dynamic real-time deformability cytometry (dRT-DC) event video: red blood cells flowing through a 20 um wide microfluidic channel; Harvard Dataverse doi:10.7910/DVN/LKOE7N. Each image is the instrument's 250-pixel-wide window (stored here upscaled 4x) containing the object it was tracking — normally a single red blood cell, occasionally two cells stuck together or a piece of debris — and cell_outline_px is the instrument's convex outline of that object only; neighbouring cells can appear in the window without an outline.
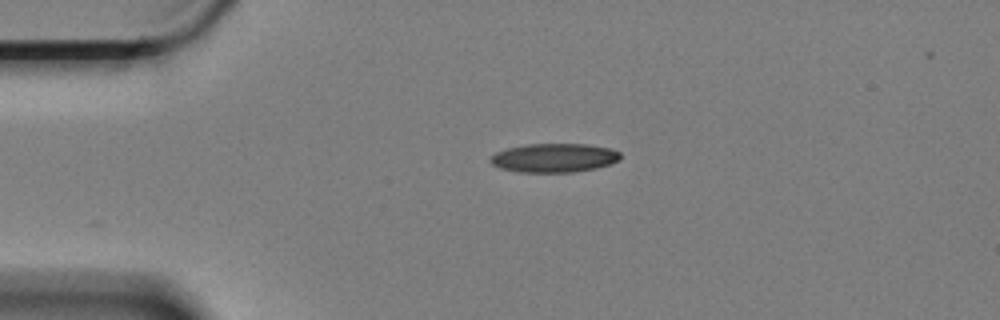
{"species": "Egyptian fruit bat (a non-hibernating species)", "species_latin": "Rousettus aegyptiacus", "temperature_condition": "cold", "stored_images_in_passage": 34, "camera_frame_rate_fps": 3000, "um_per_image_px": 0.085, "animal": {"sex": "female"}, "frame": {"image": 1, "passage_image": 1, "time_ms": 0.0, "image_size_px": [1000, 320], "cell_outline_px": [[620, 160], [596, 168], [572, 172], [520, 172], [500, 168], [492, 164], [488, 160], [496, 152], [508, 148], [528, 144], [588, 144], [608, 148], [620, 152]], "centroid_in_image_um": [47.09, 13.42], "position_along_channel_um": 37.9, "area_um2": 21.73}}
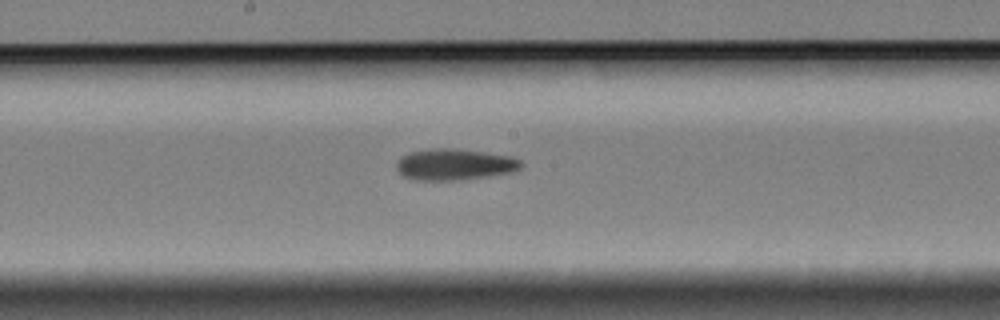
{"frame": {"image": 2, "passage_image": 19, "time_ms": 6.0, "image_size_px": [1000, 320], "cell_outline_px": [[524, 164], [520, 168], [512, 172], [488, 176], [460, 180], [416, 180], [404, 176], [396, 168], [396, 164], [400, 156], [412, 152], [432, 148], [452, 148], [484, 152], [512, 156], [520, 160]], "centroid_in_image_um": [38.65, 13.98], "position_along_channel_um": 209.6, "area_um2": 22.72}}
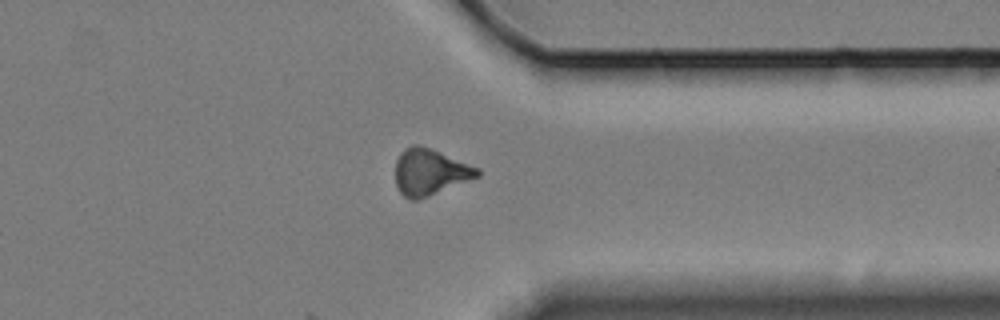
{"frame": {"image": 3, "passage_image": 34, "time_ms": 11.0, "image_size_px": [1000, 320], "cell_outline_px": [[480, 176], [428, 196], [416, 200], [408, 200], [400, 192], [396, 184], [396, 160], [400, 152], [404, 148], [412, 144], [420, 144], [480, 168]], "centroid_in_image_um": [36.53, 14.61], "position_along_channel_um": 374.9, "area_um2": 22.14}}